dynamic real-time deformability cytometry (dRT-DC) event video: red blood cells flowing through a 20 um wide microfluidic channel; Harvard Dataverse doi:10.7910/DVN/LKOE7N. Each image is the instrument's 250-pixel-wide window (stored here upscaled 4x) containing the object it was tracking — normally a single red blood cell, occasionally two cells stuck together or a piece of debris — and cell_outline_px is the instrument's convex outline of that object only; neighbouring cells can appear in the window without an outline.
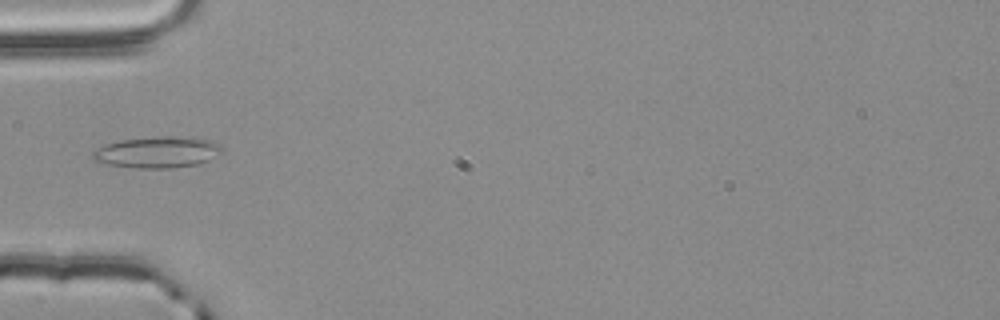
{"species": "common noctule bat (a hibernating species)", "species_latin": "Nyctalus noctula", "temperature_condition": "room temperature", "stored_images_in_passage": 3, "camera_frame_rate_fps": 3000, "um_per_image_px": 0.085, "animal": {"sex": "male", "body_mass_g": 20.4}, "frame": {"image": 1, "passage_image": 3, "time_ms": 0.667, "image_size_px": [1000, 320], "cell_outline_px": [[220, 152], [208, 160], [196, 164], [172, 168], [136, 168], [108, 164], [92, 160], [92, 152], [104, 144], [120, 140], [164, 136], [212, 140], [220, 148]], "centroid_in_image_um": [13.29, 12.95], "position_along_channel_um": 71.7, "area_um2": 23.06}}